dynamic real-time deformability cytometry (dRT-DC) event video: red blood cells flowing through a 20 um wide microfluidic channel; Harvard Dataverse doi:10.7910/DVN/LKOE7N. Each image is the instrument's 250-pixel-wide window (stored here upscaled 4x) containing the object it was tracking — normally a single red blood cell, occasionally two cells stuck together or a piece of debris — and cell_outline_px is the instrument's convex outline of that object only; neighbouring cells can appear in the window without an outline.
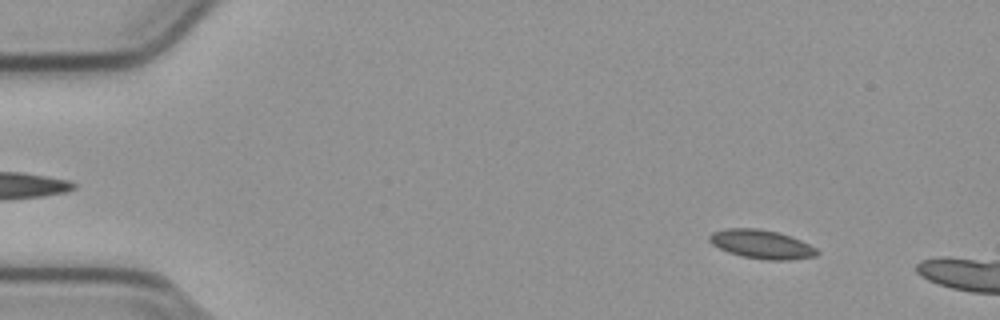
{"species": "common noctule bat (a hibernating species)", "species_latin": "Nyctalus noctula", "temperature_condition": "cold", "stored_images_in_passage": 12, "camera_frame_rate_fps": 3000, "um_per_image_px": 0.085, "animal": {"sex": "male", "body_mass_g": 23.1, "forearm_length_mm": 52.7}, "frame": {"image": 1, "passage_image": 6, "time_ms": 1.667, "image_size_px": [1000, 320], "cell_outline_px": [[820, 252], [816, 256], [788, 260], [764, 260], [744, 256], [728, 252], [712, 244], [708, 240], [708, 236], [712, 232], [724, 228], [756, 228], [776, 232], [800, 240], [816, 248]], "centroid_in_image_um": [64.71, 20.76], "position_along_channel_um": 20.3, "area_um2": 17.92}}